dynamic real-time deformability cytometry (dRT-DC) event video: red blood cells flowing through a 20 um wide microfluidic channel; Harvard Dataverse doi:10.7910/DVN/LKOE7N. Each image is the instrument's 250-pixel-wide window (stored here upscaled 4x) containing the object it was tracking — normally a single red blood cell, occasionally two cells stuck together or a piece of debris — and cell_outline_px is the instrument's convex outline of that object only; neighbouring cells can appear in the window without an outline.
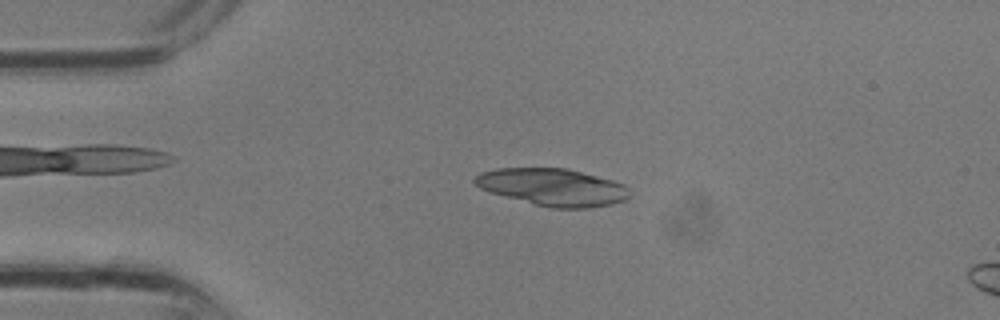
{"species": "common noctule bat (a hibernating species)", "species_latin": "Nyctalus noctula", "temperature_condition": "room temperature", "stored_images_in_passage": 10, "camera_frame_rate_fps": 3000, "um_per_image_px": 0.085, "animal": {"sex": "male", "body_mass_g": 13.3}, "frame": {"image": 1, "passage_image": 7, "time_ms": 2.0, "image_size_px": [1000, 320], "cell_outline_px": [[628, 196], [624, 200], [612, 204], [592, 208], [552, 208], [488, 192], [480, 188], [472, 180], [480, 172], [496, 168], [568, 168], [612, 180], [624, 184], [628, 188]], "centroid_in_image_um": [46.97, 15.9], "position_along_channel_um": 38.0, "area_um2": 33.52}}